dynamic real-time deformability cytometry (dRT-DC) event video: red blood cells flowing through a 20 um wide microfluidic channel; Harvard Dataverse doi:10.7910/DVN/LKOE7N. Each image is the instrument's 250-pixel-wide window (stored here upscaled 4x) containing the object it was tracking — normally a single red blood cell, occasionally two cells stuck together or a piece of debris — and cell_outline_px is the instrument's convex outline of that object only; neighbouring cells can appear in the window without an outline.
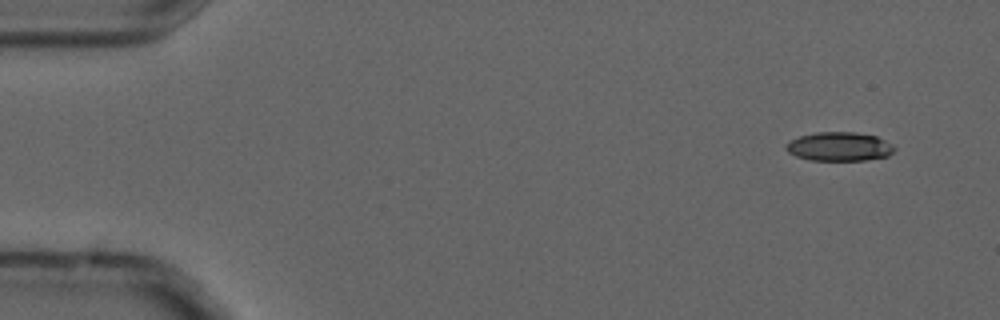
{"species": "common noctule bat (a hibernating species)", "species_latin": "Nyctalus noctula", "temperature_condition": "cold", "stored_images_in_passage": 5, "segment_of_instrument_passage": [1, 2], "camera_frame_rate_fps": 3000, "um_per_image_px": 0.085, "animal": {"sex": "male", "forearm_length_mm": 52.5}, "frame": {"image": 1, "passage_image": 1, "time_ms": 0.0, "image_size_px": [1000, 320], "cell_outline_px": [[896, 148], [888, 156], [864, 160], [812, 160], [796, 156], [788, 152], [784, 148], [784, 144], [788, 140], [800, 136], [816, 132], [856, 132], [876, 136], [892, 144]], "centroid_in_image_um": [71.3, 12.45], "position_along_channel_um": 13.7, "area_um2": 18.32}}
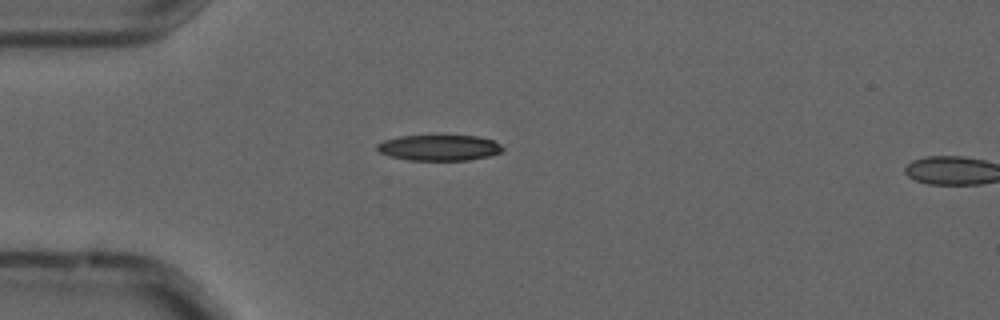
{"frame": {"image": 2, "passage_image": 4, "time_ms": 1.0, "image_size_px": [1000, 320], "cell_outline_px": [[504, 148], [500, 152], [488, 156], [468, 160], [408, 160], [388, 156], [380, 152], [376, 148], [376, 144], [384, 140], [400, 136], [476, 136], [492, 140], [500, 144]], "centroid_in_image_um": [37.29, 12.56], "position_along_channel_um": 47.7, "area_um2": 18.73}}